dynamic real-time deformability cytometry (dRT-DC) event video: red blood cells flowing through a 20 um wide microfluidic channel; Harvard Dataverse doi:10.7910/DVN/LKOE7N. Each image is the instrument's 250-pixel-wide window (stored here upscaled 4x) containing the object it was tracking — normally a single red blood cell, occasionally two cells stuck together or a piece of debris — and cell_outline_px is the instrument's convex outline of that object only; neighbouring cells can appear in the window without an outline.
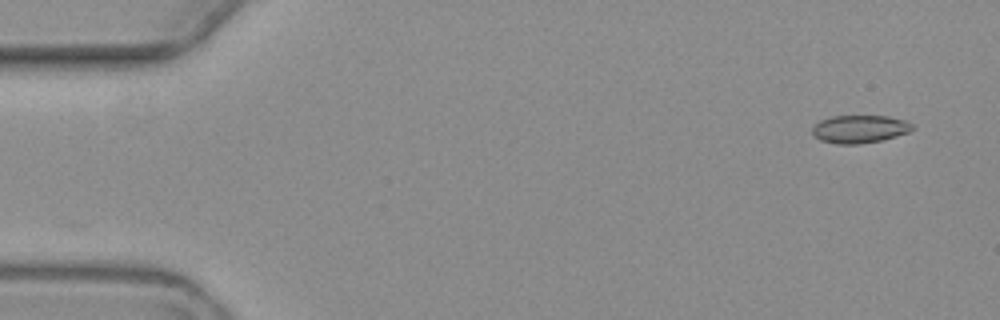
{"species": "common noctule bat (a hibernating species)", "species_latin": "Nyctalus noctula", "temperature_condition": "warm", "stored_images_in_passage": 2, "camera_frame_rate_fps": 3000, "um_per_image_px": 0.085, "animal": {"sex": "female", "body_mass_g": 19.3, "forearm_length_mm": 54.1}, "frame": {"image": 1, "passage_image": 2, "time_ms": 1.333, "image_size_px": [1000, 320], "cell_outline_px": [[912, 128], [908, 132], [896, 136], [880, 140], [860, 144], [836, 144], [820, 140], [812, 132], [812, 128], [820, 120], [832, 116], [888, 116], [904, 120], [912, 124]], "centroid_in_image_um": [73.04, 10.97], "position_along_channel_um": 12.0, "area_um2": 16.07}}